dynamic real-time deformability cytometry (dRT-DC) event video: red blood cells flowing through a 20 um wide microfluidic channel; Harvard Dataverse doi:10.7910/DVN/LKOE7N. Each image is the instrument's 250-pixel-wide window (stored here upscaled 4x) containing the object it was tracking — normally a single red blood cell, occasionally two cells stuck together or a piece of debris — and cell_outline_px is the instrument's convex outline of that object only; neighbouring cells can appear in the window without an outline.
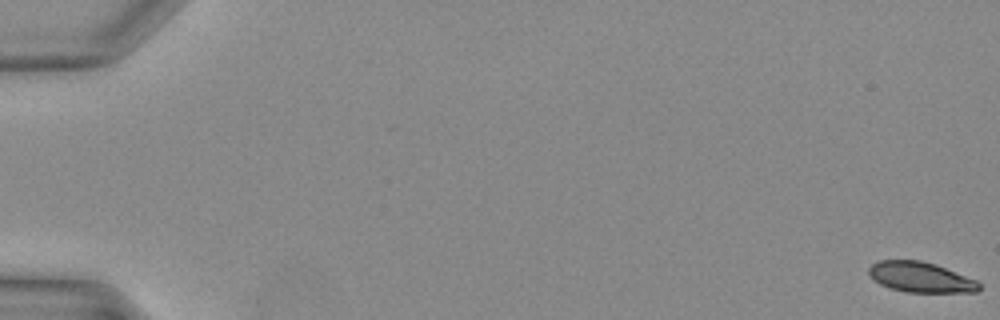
{"species": "Egyptian fruit bat (a non-hibernating species)", "species_latin": "Rousettus aegyptiacus", "temperature_condition": "warm", "stored_images_in_passage": 14, "camera_frame_rate_fps": 3000, "um_per_image_px": 0.085, "animal": {"sex": "female"}, "frame": {"image": 1, "passage_image": 1, "time_ms": 0.0, "image_size_px": [1000, 320], "cell_outline_px": [[980, 288], [976, 292], [908, 292], [892, 288], [880, 284], [872, 280], [868, 272], [868, 268], [872, 264], [880, 260], [920, 260], [936, 264], [976, 280], [980, 284]], "centroid_in_image_um": [78.23, 23.55], "position_along_channel_um": 6.8, "area_um2": 19.42}}
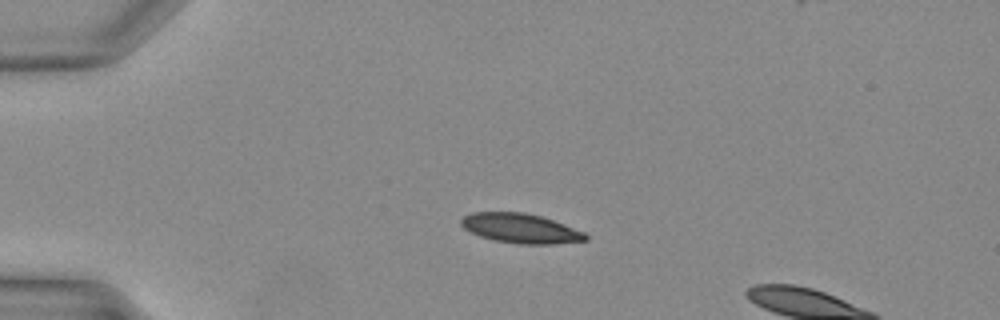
{"frame": {"image": 2, "passage_image": 11, "time_ms": 3.333, "image_size_px": [1000, 320], "cell_outline_px": [[588, 240], [552, 244], [520, 244], [496, 240], [480, 236], [464, 228], [460, 224], [460, 220], [464, 216], [472, 212], [524, 212], [540, 216], [552, 220], [584, 232], [588, 236]], "centroid_in_image_um": [44.24, 19.4], "position_along_channel_um": 40.8, "area_um2": 21.21}}